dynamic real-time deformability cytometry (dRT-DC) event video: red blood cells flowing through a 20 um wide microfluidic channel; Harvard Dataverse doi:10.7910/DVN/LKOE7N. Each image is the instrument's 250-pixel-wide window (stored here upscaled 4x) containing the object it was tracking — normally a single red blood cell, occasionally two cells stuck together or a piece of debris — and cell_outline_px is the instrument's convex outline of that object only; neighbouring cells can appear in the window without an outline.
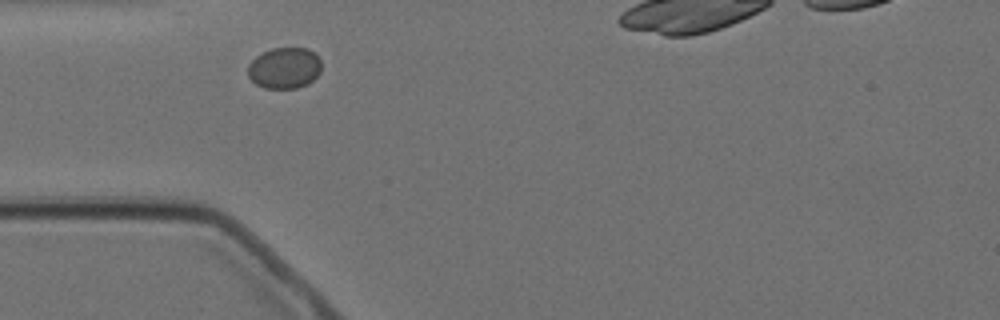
{"species": "Egyptian fruit bat (a non-hibernating species)", "species_latin": "Rousettus aegyptiacus", "temperature_condition": "cold", "stored_images_in_passage": 3, "camera_frame_rate_fps": 3000, "um_per_image_px": 0.085, "animal": {"sex": "female"}, "frame": {"image": 1, "passage_image": 1, "time_ms": 0.0, "image_size_px": [1000, 320], "cell_outline_px": [[320, 72], [308, 84], [296, 88], [264, 88], [256, 84], [248, 76], [248, 64], [256, 56], [272, 48], [308, 48], [320, 60]], "centroid_in_image_um": [24.16, 5.78], "position_along_channel_um": 60.8, "area_um2": 17.51}}
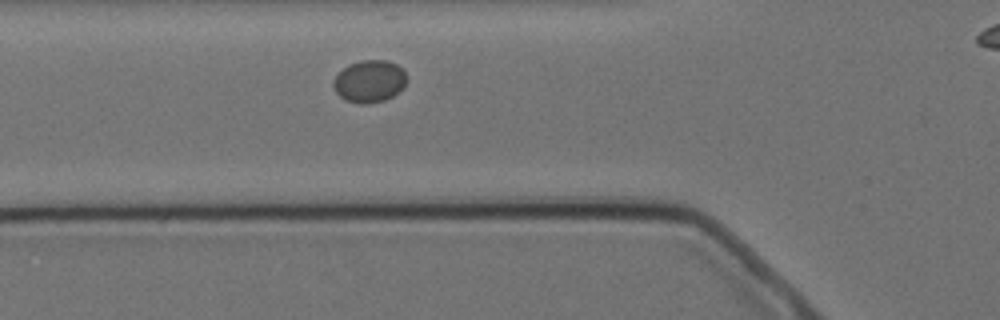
{"frame": {"image": 2, "passage_image": 2, "time_ms": 1.0, "image_size_px": [1000, 320], "cell_outline_px": [[408, 80], [404, 88], [392, 96], [384, 100], [364, 104], [344, 100], [336, 92], [332, 84], [332, 80], [348, 64], [360, 60], [388, 60], [396, 64], [404, 72]], "centroid_in_image_um": [31.41, 6.9], "position_along_channel_um": 94.4, "area_um2": 18.09}}